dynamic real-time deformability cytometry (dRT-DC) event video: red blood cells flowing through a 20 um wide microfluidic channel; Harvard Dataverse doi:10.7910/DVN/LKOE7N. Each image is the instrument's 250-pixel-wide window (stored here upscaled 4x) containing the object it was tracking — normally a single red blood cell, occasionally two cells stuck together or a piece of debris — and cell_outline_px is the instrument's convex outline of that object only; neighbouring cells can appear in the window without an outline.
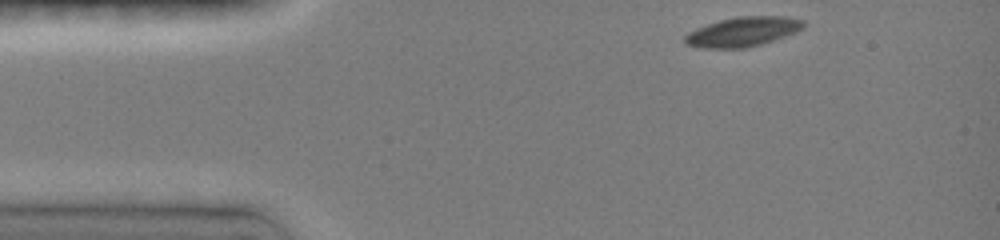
{"species": "common noctule bat (a hibernating species)", "species_latin": "Nyctalus noctula", "temperature_condition": "room temperature", "stored_images_in_passage": 14, "camera_frame_rate_fps": 3000, "um_per_image_px": 0.085, "animal": {"sex": "female", "body_mass_g": 19.0, "forearm_length_mm": 51.5}, "frame": {"image": 1, "passage_image": 1, "time_ms": 0.0, "image_size_px": [1000, 240], "cell_outline_px": [[804, 28], [796, 32], [760, 44], [744, 48], [700, 48], [684, 44], [684, 36], [688, 32], [696, 28], [720, 20], [736, 16], [784, 16], [804, 20]], "centroid_in_image_um": [63.11, 2.69], "position_along_channel_um": 21.9, "area_um2": 20.4}}
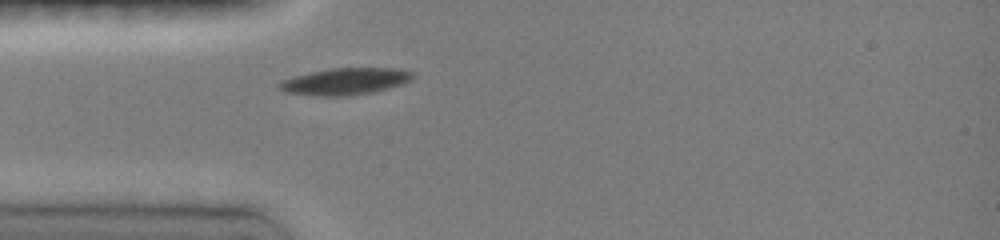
{"frame": {"image": 2, "passage_image": 6, "time_ms": 2.333, "image_size_px": [1000, 240], "cell_outline_px": [[412, 80], [404, 84], [372, 92], [348, 96], [320, 96], [288, 92], [280, 88], [276, 84], [280, 80], [312, 72], [332, 68], [396, 68], [412, 72]], "centroid_in_image_um": [29.36, 6.92], "position_along_channel_um": 55.6, "area_um2": 20.63}}
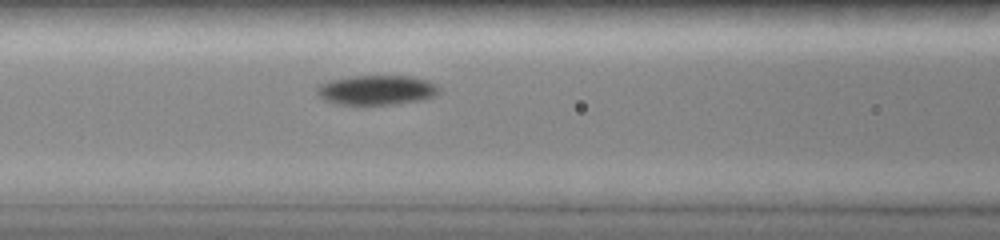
{"frame": {"image": 3, "passage_image": 11, "time_ms": 4.333, "image_size_px": [1000, 240], "cell_outline_px": [[440, 92], [432, 96], [420, 100], [396, 104], [364, 108], [336, 104], [324, 100], [316, 92], [316, 84], [332, 80], [352, 76], [416, 76], [440, 84]], "centroid_in_image_um": [32.0, 7.69], "position_along_channel_um": 134.6, "area_um2": 22.2}}